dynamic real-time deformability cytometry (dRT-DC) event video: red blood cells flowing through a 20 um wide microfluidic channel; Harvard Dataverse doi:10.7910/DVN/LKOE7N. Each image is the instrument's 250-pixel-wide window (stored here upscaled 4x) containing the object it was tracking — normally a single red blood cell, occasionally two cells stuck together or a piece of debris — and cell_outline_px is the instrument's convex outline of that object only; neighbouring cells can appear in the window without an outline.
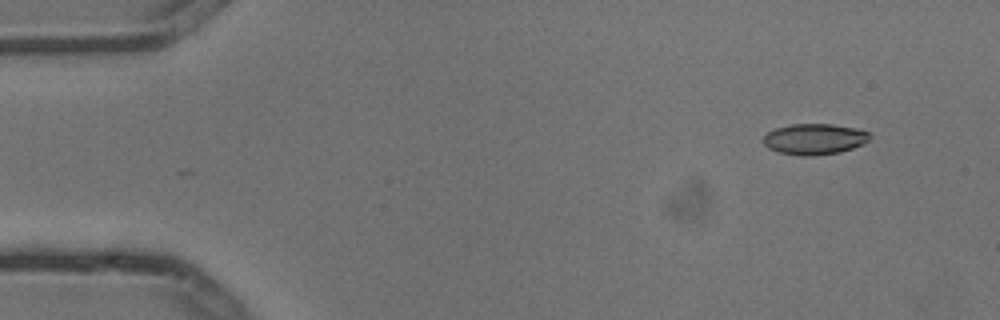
{"species": "common noctule bat (a hibernating species)", "species_latin": "Nyctalus noctula", "temperature_condition": "cold", "stored_images_in_passage": 3, "camera_frame_rate_fps": 3000, "um_per_image_px": 0.085, "animal": {"sex": "male", "body_mass_g": 13.3}, "frame": {"image": 1, "passage_image": 3, "time_ms": 0.667, "image_size_px": [1000, 320], "cell_outline_px": [[872, 136], [864, 144], [840, 152], [808, 156], [804, 156], [780, 152], [768, 148], [764, 144], [764, 136], [768, 132], [776, 128], [792, 124], [832, 124], [852, 128], [868, 132]], "centroid_in_image_um": [69.23, 11.82], "position_along_channel_um": 15.8, "area_um2": 18.9}}